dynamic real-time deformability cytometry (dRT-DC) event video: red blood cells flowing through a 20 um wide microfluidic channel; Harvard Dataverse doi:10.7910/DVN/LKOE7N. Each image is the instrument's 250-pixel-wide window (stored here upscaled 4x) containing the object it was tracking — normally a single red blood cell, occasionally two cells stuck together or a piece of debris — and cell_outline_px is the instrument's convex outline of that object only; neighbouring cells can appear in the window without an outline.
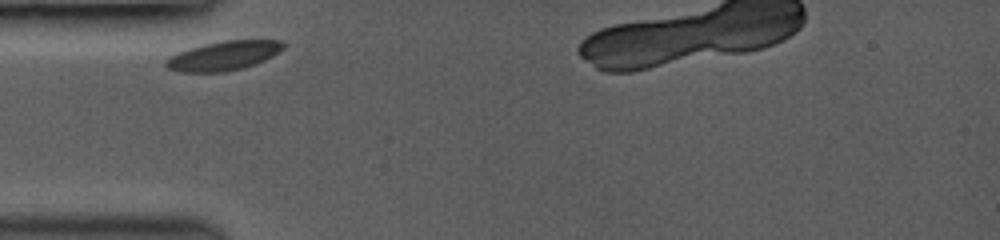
{"species": "common noctule bat (a hibernating species)", "species_latin": "Nyctalus noctula", "temperature_condition": "room temperature", "stored_images_in_passage": 5, "segment_of_instrument_passage": [1, 2], "camera_frame_rate_fps": 3000, "um_per_image_px": 0.085, "animal": {"sex": "female", "body_mass_g": 19.0, "forearm_length_mm": 53.3}, "frame": {"image": 1, "passage_image": 1, "time_ms": 0.0, "image_size_px": [1000, 240], "cell_outline_px": [[284, 48], [272, 56], [264, 60], [244, 68], [224, 72], [180, 72], [168, 68], [164, 64], [164, 60], [176, 52], [204, 44], [224, 40], [280, 40], [284, 44]], "centroid_in_image_um": [18.97, 4.74], "position_along_channel_um": 66.0, "area_um2": 20.06}}
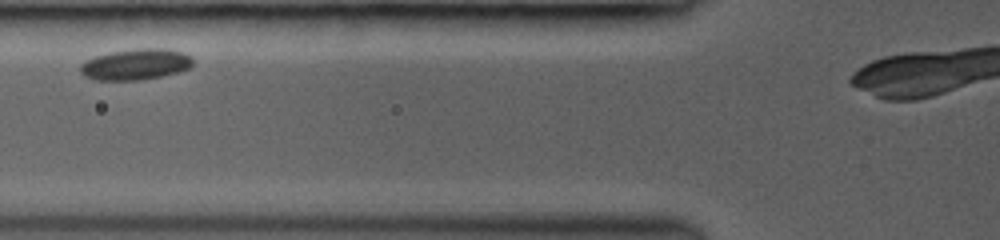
{"frame": {"image": 2, "passage_image": 3, "time_ms": 1.333, "image_size_px": [1000, 240], "cell_outline_px": [[192, 64], [188, 68], [176, 72], [160, 76], [140, 80], [96, 80], [84, 76], [80, 72], [80, 64], [84, 60], [108, 52], [136, 48], [164, 48], [180, 52], [192, 56]], "centroid_in_image_um": [11.48, 5.46], "position_along_channel_um": 114.3, "area_um2": 20.35}}